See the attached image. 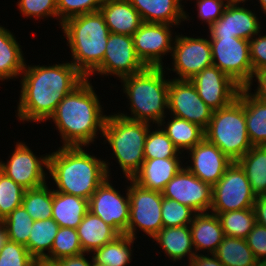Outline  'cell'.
Listing matches in <instances>:
<instances>
[{
  "instance_id": "1",
  "label": "cell",
  "mask_w": 266,
  "mask_h": 266,
  "mask_svg": "<svg viewBox=\"0 0 266 266\" xmlns=\"http://www.w3.org/2000/svg\"><path fill=\"white\" fill-rule=\"evenodd\" d=\"M22 73L16 117L23 122L47 121L61 100L85 79L69 62L52 66L25 63Z\"/></svg>"
},
{
  "instance_id": "2",
  "label": "cell",
  "mask_w": 266,
  "mask_h": 266,
  "mask_svg": "<svg viewBox=\"0 0 266 266\" xmlns=\"http://www.w3.org/2000/svg\"><path fill=\"white\" fill-rule=\"evenodd\" d=\"M100 104L89 78L61 100L49 119L58 128L63 147H85L94 142L98 130L103 135L107 115H103Z\"/></svg>"
},
{
  "instance_id": "3",
  "label": "cell",
  "mask_w": 266,
  "mask_h": 266,
  "mask_svg": "<svg viewBox=\"0 0 266 266\" xmlns=\"http://www.w3.org/2000/svg\"><path fill=\"white\" fill-rule=\"evenodd\" d=\"M108 166V162L86 153L82 146H61L49 154L48 171L57 187L54 191L87 200L110 176Z\"/></svg>"
},
{
  "instance_id": "4",
  "label": "cell",
  "mask_w": 266,
  "mask_h": 266,
  "mask_svg": "<svg viewBox=\"0 0 266 266\" xmlns=\"http://www.w3.org/2000/svg\"><path fill=\"white\" fill-rule=\"evenodd\" d=\"M61 28L72 53L70 62L89 78L103 62L110 35L103 14L99 10L75 16L62 23Z\"/></svg>"
},
{
  "instance_id": "5",
  "label": "cell",
  "mask_w": 266,
  "mask_h": 266,
  "mask_svg": "<svg viewBox=\"0 0 266 266\" xmlns=\"http://www.w3.org/2000/svg\"><path fill=\"white\" fill-rule=\"evenodd\" d=\"M164 67H146L141 72L121 78L124 93L130 101L131 116L125 118L158 124L168 109L169 79H164ZM133 115V116H132Z\"/></svg>"
},
{
  "instance_id": "6",
  "label": "cell",
  "mask_w": 266,
  "mask_h": 266,
  "mask_svg": "<svg viewBox=\"0 0 266 266\" xmlns=\"http://www.w3.org/2000/svg\"><path fill=\"white\" fill-rule=\"evenodd\" d=\"M149 124L125 118L119 113L106 118L102 136L113 149L127 179L134 176L145 160L144 145Z\"/></svg>"
},
{
  "instance_id": "7",
  "label": "cell",
  "mask_w": 266,
  "mask_h": 266,
  "mask_svg": "<svg viewBox=\"0 0 266 266\" xmlns=\"http://www.w3.org/2000/svg\"><path fill=\"white\" fill-rule=\"evenodd\" d=\"M205 138L233 162L253 147L247 133L244 106L237 98L230 105L213 111Z\"/></svg>"
},
{
  "instance_id": "8",
  "label": "cell",
  "mask_w": 266,
  "mask_h": 266,
  "mask_svg": "<svg viewBox=\"0 0 266 266\" xmlns=\"http://www.w3.org/2000/svg\"><path fill=\"white\" fill-rule=\"evenodd\" d=\"M213 66L228 75L241 88L251 91L253 66L249 40L236 37H210Z\"/></svg>"
},
{
  "instance_id": "9",
  "label": "cell",
  "mask_w": 266,
  "mask_h": 266,
  "mask_svg": "<svg viewBox=\"0 0 266 266\" xmlns=\"http://www.w3.org/2000/svg\"><path fill=\"white\" fill-rule=\"evenodd\" d=\"M128 186L130 201L129 222L125 234L136 239L137 227L148 236L154 237L162 228L161 206L163 194L160 191L142 188L131 179Z\"/></svg>"
},
{
  "instance_id": "10",
  "label": "cell",
  "mask_w": 266,
  "mask_h": 266,
  "mask_svg": "<svg viewBox=\"0 0 266 266\" xmlns=\"http://www.w3.org/2000/svg\"><path fill=\"white\" fill-rule=\"evenodd\" d=\"M256 195L244 170L237 162L226 169L219 181L212 186V213L253 208Z\"/></svg>"
},
{
  "instance_id": "11",
  "label": "cell",
  "mask_w": 266,
  "mask_h": 266,
  "mask_svg": "<svg viewBox=\"0 0 266 266\" xmlns=\"http://www.w3.org/2000/svg\"><path fill=\"white\" fill-rule=\"evenodd\" d=\"M14 152L6 163L0 161V171L25 190L44 185L49 155L38 157L25 143L17 142Z\"/></svg>"
},
{
  "instance_id": "12",
  "label": "cell",
  "mask_w": 266,
  "mask_h": 266,
  "mask_svg": "<svg viewBox=\"0 0 266 266\" xmlns=\"http://www.w3.org/2000/svg\"><path fill=\"white\" fill-rule=\"evenodd\" d=\"M168 110L171 115L196 123L206 129L213 111L200 98L190 80H169Z\"/></svg>"
},
{
  "instance_id": "13",
  "label": "cell",
  "mask_w": 266,
  "mask_h": 266,
  "mask_svg": "<svg viewBox=\"0 0 266 266\" xmlns=\"http://www.w3.org/2000/svg\"><path fill=\"white\" fill-rule=\"evenodd\" d=\"M172 47V71L179 75L176 80H190L204 68L213 65L210 40L175 35Z\"/></svg>"
},
{
  "instance_id": "14",
  "label": "cell",
  "mask_w": 266,
  "mask_h": 266,
  "mask_svg": "<svg viewBox=\"0 0 266 266\" xmlns=\"http://www.w3.org/2000/svg\"><path fill=\"white\" fill-rule=\"evenodd\" d=\"M107 177L88 200V210L112 226L119 234H125L129 222L130 201L119 194Z\"/></svg>"
},
{
  "instance_id": "15",
  "label": "cell",
  "mask_w": 266,
  "mask_h": 266,
  "mask_svg": "<svg viewBox=\"0 0 266 266\" xmlns=\"http://www.w3.org/2000/svg\"><path fill=\"white\" fill-rule=\"evenodd\" d=\"M146 66L137 56L133 36L111 33L101 65L91 74H113L120 79L141 72Z\"/></svg>"
},
{
  "instance_id": "16",
  "label": "cell",
  "mask_w": 266,
  "mask_h": 266,
  "mask_svg": "<svg viewBox=\"0 0 266 266\" xmlns=\"http://www.w3.org/2000/svg\"><path fill=\"white\" fill-rule=\"evenodd\" d=\"M162 194L165 198L190 207L196 213L208 212L211 209L212 185L197 178L186 166L166 184Z\"/></svg>"
},
{
  "instance_id": "17",
  "label": "cell",
  "mask_w": 266,
  "mask_h": 266,
  "mask_svg": "<svg viewBox=\"0 0 266 266\" xmlns=\"http://www.w3.org/2000/svg\"><path fill=\"white\" fill-rule=\"evenodd\" d=\"M200 98L212 110L230 105L241 87L216 66L204 68L190 79Z\"/></svg>"
},
{
  "instance_id": "18",
  "label": "cell",
  "mask_w": 266,
  "mask_h": 266,
  "mask_svg": "<svg viewBox=\"0 0 266 266\" xmlns=\"http://www.w3.org/2000/svg\"><path fill=\"white\" fill-rule=\"evenodd\" d=\"M171 27L168 24L143 22L132 35L136 54L146 67H163L162 55L172 53Z\"/></svg>"
},
{
  "instance_id": "19",
  "label": "cell",
  "mask_w": 266,
  "mask_h": 266,
  "mask_svg": "<svg viewBox=\"0 0 266 266\" xmlns=\"http://www.w3.org/2000/svg\"><path fill=\"white\" fill-rule=\"evenodd\" d=\"M256 14L238 4H227L222 16L209 27L210 37H236L250 40L260 33Z\"/></svg>"
},
{
  "instance_id": "20",
  "label": "cell",
  "mask_w": 266,
  "mask_h": 266,
  "mask_svg": "<svg viewBox=\"0 0 266 266\" xmlns=\"http://www.w3.org/2000/svg\"><path fill=\"white\" fill-rule=\"evenodd\" d=\"M188 151L192 165L186 168L197 178L212 186L219 181L233 162L206 138Z\"/></svg>"
},
{
  "instance_id": "21",
  "label": "cell",
  "mask_w": 266,
  "mask_h": 266,
  "mask_svg": "<svg viewBox=\"0 0 266 266\" xmlns=\"http://www.w3.org/2000/svg\"><path fill=\"white\" fill-rule=\"evenodd\" d=\"M179 159L180 158L145 159L140 169L134 174L131 180L142 188L162 192L166 184L183 167Z\"/></svg>"
},
{
  "instance_id": "22",
  "label": "cell",
  "mask_w": 266,
  "mask_h": 266,
  "mask_svg": "<svg viewBox=\"0 0 266 266\" xmlns=\"http://www.w3.org/2000/svg\"><path fill=\"white\" fill-rule=\"evenodd\" d=\"M100 12L111 33L132 36L143 23L140 14L128 0H104Z\"/></svg>"
},
{
  "instance_id": "23",
  "label": "cell",
  "mask_w": 266,
  "mask_h": 266,
  "mask_svg": "<svg viewBox=\"0 0 266 266\" xmlns=\"http://www.w3.org/2000/svg\"><path fill=\"white\" fill-rule=\"evenodd\" d=\"M209 212L196 213L189 225L196 254L206 249L210 254H214L224 238L218 216Z\"/></svg>"
},
{
  "instance_id": "24",
  "label": "cell",
  "mask_w": 266,
  "mask_h": 266,
  "mask_svg": "<svg viewBox=\"0 0 266 266\" xmlns=\"http://www.w3.org/2000/svg\"><path fill=\"white\" fill-rule=\"evenodd\" d=\"M138 11L142 21L179 25L189 16L176 0H128ZM187 14V15H186Z\"/></svg>"
},
{
  "instance_id": "25",
  "label": "cell",
  "mask_w": 266,
  "mask_h": 266,
  "mask_svg": "<svg viewBox=\"0 0 266 266\" xmlns=\"http://www.w3.org/2000/svg\"><path fill=\"white\" fill-rule=\"evenodd\" d=\"M237 99L244 106L246 128L252 146L266 145V103L257 99L248 88H241Z\"/></svg>"
},
{
  "instance_id": "26",
  "label": "cell",
  "mask_w": 266,
  "mask_h": 266,
  "mask_svg": "<svg viewBox=\"0 0 266 266\" xmlns=\"http://www.w3.org/2000/svg\"><path fill=\"white\" fill-rule=\"evenodd\" d=\"M77 232L84 253H93L120 235L112 226L90 211L78 225Z\"/></svg>"
},
{
  "instance_id": "27",
  "label": "cell",
  "mask_w": 266,
  "mask_h": 266,
  "mask_svg": "<svg viewBox=\"0 0 266 266\" xmlns=\"http://www.w3.org/2000/svg\"><path fill=\"white\" fill-rule=\"evenodd\" d=\"M153 239L160 244L164 254L173 261L189 258L188 264L196 255L189 225L180 227H163ZM193 249V250H192Z\"/></svg>"
},
{
  "instance_id": "28",
  "label": "cell",
  "mask_w": 266,
  "mask_h": 266,
  "mask_svg": "<svg viewBox=\"0 0 266 266\" xmlns=\"http://www.w3.org/2000/svg\"><path fill=\"white\" fill-rule=\"evenodd\" d=\"M88 211L87 199L53 189L52 219L59 227L77 229Z\"/></svg>"
},
{
  "instance_id": "29",
  "label": "cell",
  "mask_w": 266,
  "mask_h": 266,
  "mask_svg": "<svg viewBox=\"0 0 266 266\" xmlns=\"http://www.w3.org/2000/svg\"><path fill=\"white\" fill-rule=\"evenodd\" d=\"M21 45L14 35L0 26V80L17 78L22 74L25 61Z\"/></svg>"
},
{
  "instance_id": "30",
  "label": "cell",
  "mask_w": 266,
  "mask_h": 266,
  "mask_svg": "<svg viewBox=\"0 0 266 266\" xmlns=\"http://www.w3.org/2000/svg\"><path fill=\"white\" fill-rule=\"evenodd\" d=\"M237 163L244 170L256 197L266 195V145L253 146Z\"/></svg>"
},
{
  "instance_id": "31",
  "label": "cell",
  "mask_w": 266,
  "mask_h": 266,
  "mask_svg": "<svg viewBox=\"0 0 266 266\" xmlns=\"http://www.w3.org/2000/svg\"><path fill=\"white\" fill-rule=\"evenodd\" d=\"M164 121L163 119L157 126H164L162 130L179 151L190 150L205 138V129L196 123L174 116L165 127Z\"/></svg>"
},
{
  "instance_id": "32",
  "label": "cell",
  "mask_w": 266,
  "mask_h": 266,
  "mask_svg": "<svg viewBox=\"0 0 266 266\" xmlns=\"http://www.w3.org/2000/svg\"><path fill=\"white\" fill-rule=\"evenodd\" d=\"M214 255L224 266H254L257 259L245 239L224 236Z\"/></svg>"
},
{
  "instance_id": "33",
  "label": "cell",
  "mask_w": 266,
  "mask_h": 266,
  "mask_svg": "<svg viewBox=\"0 0 266 266\" xmlns=\"http://www.w3.org/2000/svg\"><path fill=\"white\" fill-rule=\"evenodd\" d=\"M58 229L59 225L52 218L34 220L26 248L36 260L46 257L44 251L50 254Z\"/></svg>"
},
{
  "instance_id": "34",
  "label": "cell",
  "mask_w": 266,
  "mask_h": 266,
  "mask_svg": "<svg viewBox=\"0 0 266 266\" xmlns=\"http://www.w3.org/2000/svg\"><path fill=\"white\" fill-rule=\"evenodd\" d=\"M134 238L120 234L113 241L94 251L93 260L101 265L125 266L131 262V244Z\"/></svg>"
},
{
  "instance_id": "35",
  "label": "cell",
  "mask_w": 266,
  "mask_h": 266,
  "mask_svg": "<svg viewBox=\"0 0 266 266\" xmlns=\"http://www.w3.org/2000/svg\"><path fill=\"white\" fill-rule=\"evenodd\" d=\"M214 214L221 222L224 236L245 239L256 224L253 208Z\"/></svg>"
},
{
  "instance_id": "36",
  "label": "cell",
  "mask_w": 266,
  "mask_h": 266,
  "mask_svg": "<svg viewBox=\"0 0 266 266\" xmlns=\"http://www.w3.org/2000/svg\"><path fill=\"white\" fill-rule=\"evenodd\" d=\"M53 191L46 183L42 186L25 190L22 206L33 220L52 218Z\"/></svg>"
},
{
  "instance_id": "37",
  "label": "cell",
  "mask_w": 266,
  "mask_h": 266,
  "mask_svg": "<svg viewBox=\"0 0 266 266\" xmlns=\"http://www.w3.org/2000/svg\"><path fill=\"white\" fill-rule=\"evenodd\" d=\"M50 253L46 254L44 261L54 263L59 259L84 253L77 229L59 227Z\"/></svg>"
},
{
  "instance_id": "38",
  "label": "cell",
  "mask_w": 266,
  "mask_h": 266,
  "mask_svg": "<svg viewBox=\"0 0 266 266\" xmlns=\"http://www.w3.org/2000/svg\"><path fill=\"white\" fill-rule=\"evenodd\" d=\"M2 222L9 241L27 246L34 220L22 205L15 208Z\"/></svg>"
},
{
  "instance_id": "39",
  "label": "cell",
  "mask_w": 266,
  "mask_h": 266,
  "mask_svg": "<svg viewBox=\"0 0 266 266\" xmlns=\"http://www.w3.org/2000/svg\"><path fill=\"white\" fill-rule=\"evenodd\" d=\"M179 153L181 154L162 127L152 132L149 129L144 145L145 159L179 158Z\"/></svg>"
},
{
  "instance_id": "40",
  "label": "cell",
  "mask_w": 266,
  "mask_h": 266,
  "mask_svg": "<svg viewBox=\"0 0 266 266\" xmlns=\"http://www.w3.org/2000/svg\"><path fill=\"white\" fill-rule=\"evenodd\" d=\"M196 212L176 200L163 197L161 215L163 227L190 225Z\"/></svg>"
},
{
  "instance_id": "41",
  "label": "cell",
  "mask_w": 266,
  "mask_h": 266,
  "mask_svg": "<svg viewBox=\"0 0 266 266\" xmlns=\"http://www.w3.org/2000/svg\"><path fill=\"white\" fill-rule=\"evenodd\" d=\"M25 189L0 171V220L22 205Z\"/></svg>"
},
{
  "instance_id": "42",
  "label": "cell",
  "mask_w": 266,
  "mask_h": 266,
  "mask_svg": "<svg viewBox=\"0 0 266 266\" xmlns=\"http://www.w3.org/2000/svg\"><path fill=\"white\" fill-rule=\"evenodd\" d=\"M103 3L104 0H57L59 25L72 17L99 11Z\"/></svg>"
},
{
  "instance_id": "43",
  "label": "cell",
  "mask_w": 266,
  "mask_h": 266,
  "mask_svg": "<svg viewBox=\"0 0 266 266\" xmlns=\"http://www.w3.org/2000/svg\"><path fill=\"white\" fill-rule=\"evenodd\" d=\"M36 259L26 246L7 241L0 249V266H34Z\"/></svg>"
},
{
  "instance_id": "44",
  "label": "cell",
  "mask_w": 266,
  "mask_h": 266,
  "mask_svg": "<svg viewBox=\"0 0 266 266\" xmlns=\"http://www.w3.org/2000/svg\"><path fill=\"white\" fill-rule=\"evenodd\" d=\"M19 11L26 17H58L57 0H19Z\"/></svg>"
},
{
  "instance_id": "45",
  "label": "cell",
  "mask_w": 266,
  "mask_h": 266,
  "mask_svg": "<svg viewBox=\"0 0 266 266\" xmlns=\"http://www.w3.org/2000/svg\"><path fill=\"white\" fill-rule=\"evenodd\" d=\"M198 7V17L206 22L210 27L221 16L226 7L225 0H196Z\"/></svg>"
},
{
  "instance_id": "46",
  "label": "cell",
  "mask_w": 266,
  "mask_h": 266,
  "mask_svg": "<svg viewBox=\"0 0 266 266\" xmlns=\"http://www.w3.org/2000/svg\"><path fill=\"white\" fill-rule=\"evenodd\" d=\"M249 40L250 60L253 66L254 73L266 69V35Z\"/></svg>"
},
{
  "instance_id": "47",
  "label": "cell",
  "mask_w": 266,
  "mask_h": 266,
  "mask_svg": "<svg viewBox=\"0 0 266 266\" xmlns=\"http://www.w3.org/2000/svg\"><path fill=\"white\" fill-rule=\"evenodd\" d=\"M257 260H266V227L256 223L245 238Z\"/></svg>"
},
{
  "instance_id": "48",
  "label": "cell",
  "mask_w": 266,
  "mask_h": 266,
  "mask_svg": "<svg viewBox=\"0 0 266 266\" xmlns=\"http://www.w3.org/2000/svg\"><path fill=\"white\" fill-rule=\"evenodd\" d=\"M253 210L256 223L266 227V195L256 197Z\"/></svg>"
},
{
  "instance_id": "49",
  "label": "cell",
  "mask_w": 266,
  "mask_h": 266,
  "mask_svg": "<svg viewBox=\"0 0 266 266\" xmlns=\"http://www.w3.org/2000/svg\"><path fill=\"white\" fill-rule=\"evenodd\" d=\"M84 254L85 253L76 256L65 257L55 261L54 263L57 266H92V262L87 260Z\"/></svg>"
},
{
  "instance_id": "50",
  "label": "cell",
  "mask_w": 266,
  "mask_h": 266,
  "mask_svg": "<svg viewBox=\"0 0 266 266\" xmlns=\"http://www.w3.org/2000/svg\"><path fill=\"white\" fill-rule=\"evenodd\" d=\"M211 257L203 254H196L188 266H224L214 254Z\"/></svg>"
},
{
  "instance_id": "51",
  "label": "cell",
  "mask_w": 266,
  "mask_h": 266,
  "mask_svg": "<svg viewBox=\"0 0 266 266\" xmlns=\"http://www.w3.org/2000/svg\"><path fill=\"white\" fill-rule=\"evenodd\" d=\"M254 76L258 80V87L253 95L261 102L266 103V69L254 73Z\"/></svg>"
},
{
  "instance_id": "52",
  "label": "cell",
  "mask_w": 266,
  "mask_h": 266,
  "mask_svg": "<svg viewBox=\"0 0 266 266\" xmlns=\"http://www.w3.org/2000/svg\"><path fill=\"white\" fill-rule=\"evenodd\" d=\"M8 241V236L6 233L5 225L0 220V249L5 245V243Z\"/></svg>"
},
{
  "instance_id": "53",
  "label": "cell",
  "mask_w": 266,
  "mask_h": 266,
  "mask_svg": "<svg viewBox=\"0 0 266 266\" xmlns=\"http://www.w3.org/2000/svg\"><path fill=\"white\" fill-rule=\"evenodd\" d=\"M34 266H57L55 263L46 262L44 260H36Z\"/></svg>"
},
{
  "instance_id": "54",
  "label": "cell",
  "mask_w": 266,
  "mask_h": 266,
  "mask_svg": "<svg viewBox=\"0 0 266 266\" xmlns=\"http://www.w3.org/2000/svg\"><path fill=\"white\" fill-rule=\"evenodd\" d=\"M226 1V4H238L239 3H244L246 0H225ZM248 1V0H247Z\"/></svg>"
},
{
  "instance_id": "55",
  "label": "cell",
  "mask_w": 266,
  "mask_h": 266,
  "mask_svg": "<svg viewBox=\"0 0 266 266\" xmlns=\"http://www.w3.org/2000/svg\"><path fill=\"white\" fill-rule=\"evenodd\" d=\"M258 2L260 3L262 10L264 11L263 13H265L266 15V0H259Z\"/></svg>"
},
{
  "instance_id": "56",
  "label": "cell",
  "mask_w": 266,
  "mask_h": 266,
  "mask_svg": "<svg viewBox=\"0 0 266 266\" xmlns=\"http://www.w3.org/2000/svg\"><path fill=\"white\" fill-rule=\"evenodd\" d=\"M254 266H266V260H257Z\"/></svg>"
},
{
  "instance_id": "57",
  "label": "cell",
  "mask_w": 266,
  "mask_h": 266,
  "mask_svg": "<svg viewBox=\"0 0 266 266\" xmlns=\"http://www.w3.org/2000/svg\"><path fill=\"white\" fill-rule=\"evenodd\" d=\"M92 266H107V265H101L99 263H97L96 261L93 260V256H92Z\"/></svg>"
},
{
  "instance_id": "58",
  "label": "cell",
  "mask_w": 266,
  "mask_h": 266,
  "mask_svg": "<svg viewBox=\"0 0 266 266\" xmlns=\"http://www.w3.org/2000/svg\"><path fill=\"white\" fill-rule=\"evenodd\" d=\"M177 1V3L182 7V5H181V1L182 0H176Z\"/></svg>"
}]
</instances>
